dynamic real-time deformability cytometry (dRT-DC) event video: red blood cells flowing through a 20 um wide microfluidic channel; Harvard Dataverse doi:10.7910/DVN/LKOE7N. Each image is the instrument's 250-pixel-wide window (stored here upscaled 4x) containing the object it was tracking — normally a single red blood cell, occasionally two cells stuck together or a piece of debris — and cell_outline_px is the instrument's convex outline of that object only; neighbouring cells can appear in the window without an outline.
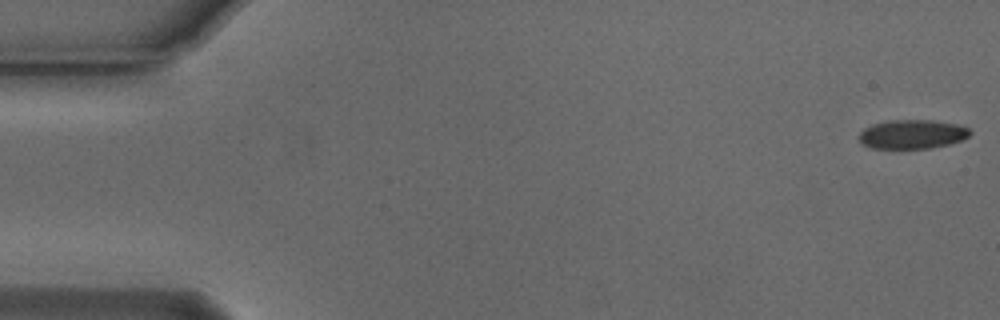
{"species": "Egyptian fruit bat (a non-hibernating species)", "species_latin": "Rousettus aegyptiacus", "temperature_condition": "cold", "stored_images_in_passage": 48, "camera_frame_rate_fps": 3000, "um_per_image_px": 0.085, "animal": {"sex": "male"}, "frame": {"image": 1, "passage_image": 1, "time_ms": 0.0, "image_size_px": [1000, 320], "cell_outline_px": [[972, 132], [968, 136], [960, 140], [948, 144], [928, 148], [872, 148], [864, 144], [856, 136], [864, 128], [872, 124], [888, 120], [932, 120], [956, 124], [968, 128]], "centroid_in_image_um": [77.5, 11.4], "position_along_channel_um": 7.5, "area_um2": 18.67}}
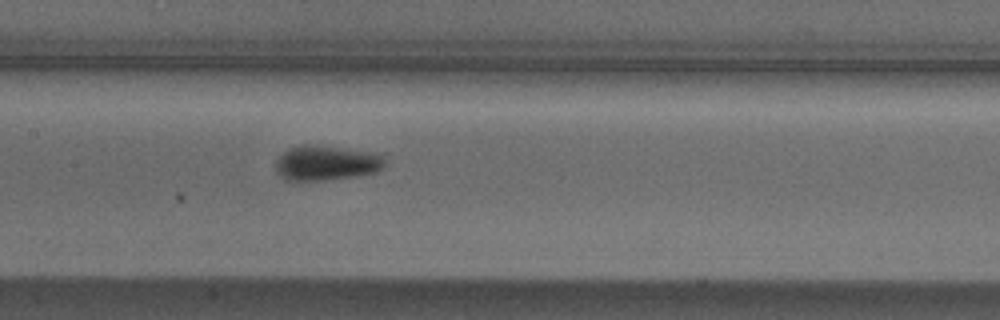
{"frame": {"image": 2, "passage_image": 26, "time_ms": 8.333, "image_size_px": [1000, 320], "cell_outline_px": [[384, 164], [376, 172], [352, 176], [324, 180], [284, 180], [276, 172], [276, 160], [288, 148], [300, 144], [316, 144], [368, 152], [384, 156]], "centroid_in_image_um": [27.66, 13.84], "position_along_channel_um": 179.7, "area_um2": 22.02}}
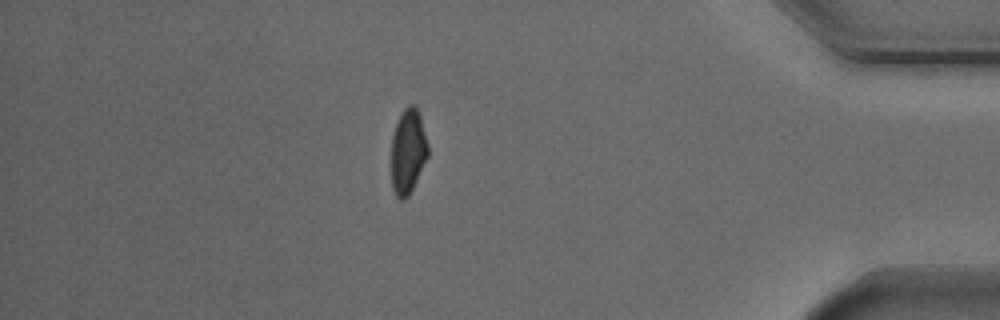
{"frame": {"image": 3, "passage_image": 47, "time_ms": 15.333, "image_size_px": [1000, 320], "cell_outline_px": [[428, 156], [408, 196], [404, 200], [400, 200], [396, 196], [392, 188], [392, 136], [396, 124], [404, 108], [408, 104], [416, 104], [420, 116], [428, 144]], "centroid_in_image_um": [34.68, 12.85], "position_along_channel_um": 400.5, "area_um2": 17.98}}